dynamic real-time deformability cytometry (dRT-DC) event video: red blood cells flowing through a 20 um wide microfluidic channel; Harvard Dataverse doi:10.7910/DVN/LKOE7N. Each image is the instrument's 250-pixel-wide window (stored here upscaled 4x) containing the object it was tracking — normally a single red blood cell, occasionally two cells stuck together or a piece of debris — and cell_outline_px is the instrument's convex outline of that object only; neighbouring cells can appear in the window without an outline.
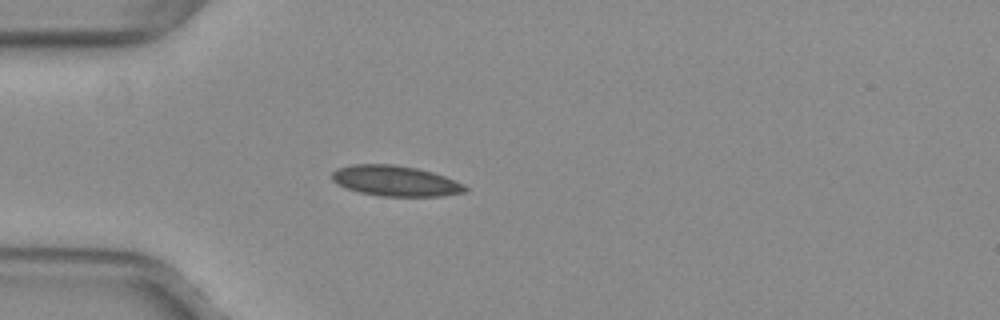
{"species": "common noctule bat (a hibernating species)", "species_latin": "Nyctalus noctula", "temperature_condition": "warm", "stored_images_in_passage": 38, "camera_frame_rate_fps": 3000, "um_per_image_px": 0.085, "animal": {"sex": "female", "body_mass_g": 29.2, "forearm_length_mm": 56.3}, "frame": {"image": 1, "passage_image": 1, "time_ms": 0.0, "image_size_px": [1000, 320], "cell_outline_px": [[468, 188], [464, 192], [444, 196], [380, 196], [360, 192], [348, 188], [332, 180], [332, 172], [336, 168], [352, 164], [392, 164], [416, 168], [432, 172], [444, 176], [464, 184]], "centroid_in_image_um": [33.61, 15.37], "position_along_channel_um": 51.4, "area_um2": 23.52}}
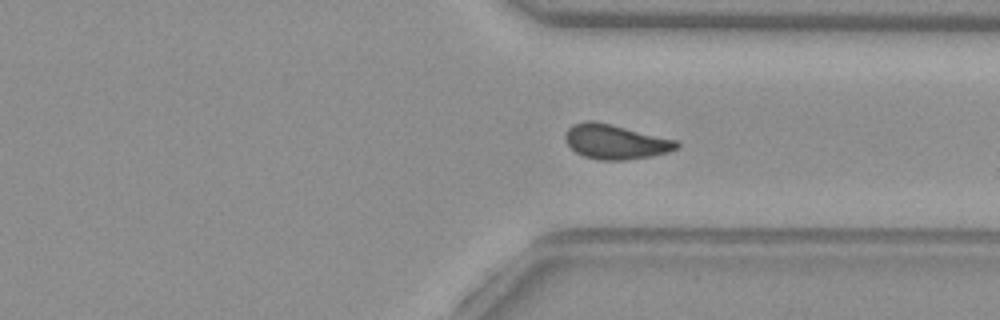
{"frame": {"image": 2, "passage_image": 25, "time_ms": 8.0, "image_size_px": [1000, 320], "cell_outline_px": [[680, 148], [668, 152], [652, 156], [624, 160], [596, 160], [584, 156], [576, 152], [564, 140], [564, 136], [568, 128], [572, 124], [584, 120], [592, 120], [680, 140]], "centroid_in_image_um": [52.34, 12.05], "position_along_channel_um": 359.1, "area_um2": 22.77}}
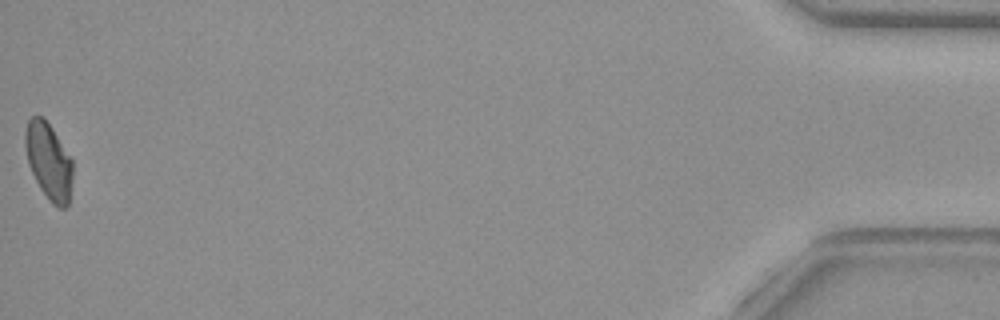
{"frame": {"image": 3, "passage_image": 38, "time_ms": 12.333, "image_size_px": [1000, 320], "cell_outline_px": [[72, 180], [68, 204], [64, 208], [60, 208], [52, 204], [40, 188], [28, 164], [24, 144], [24, 132], [28, 120], [32, 116], [44, 116], [52, 128], [72, 160]], "centroid_in_image_um": [4.12, 13.68], "position_along_channel_um": 431.1, "area_um2": 21.15}, "authors_computed_cell_mechanics": {"area_um2": 22.3975, "velocity_mm_per_s": 3.9974, "shape_relaxation_time_tau1_ms": 8.8702, "shape_relaxation_time_tau2_ms": 1.3944, "deformation_change_tau1": 0.171, "deformation_change_tau2": 0.0712}}